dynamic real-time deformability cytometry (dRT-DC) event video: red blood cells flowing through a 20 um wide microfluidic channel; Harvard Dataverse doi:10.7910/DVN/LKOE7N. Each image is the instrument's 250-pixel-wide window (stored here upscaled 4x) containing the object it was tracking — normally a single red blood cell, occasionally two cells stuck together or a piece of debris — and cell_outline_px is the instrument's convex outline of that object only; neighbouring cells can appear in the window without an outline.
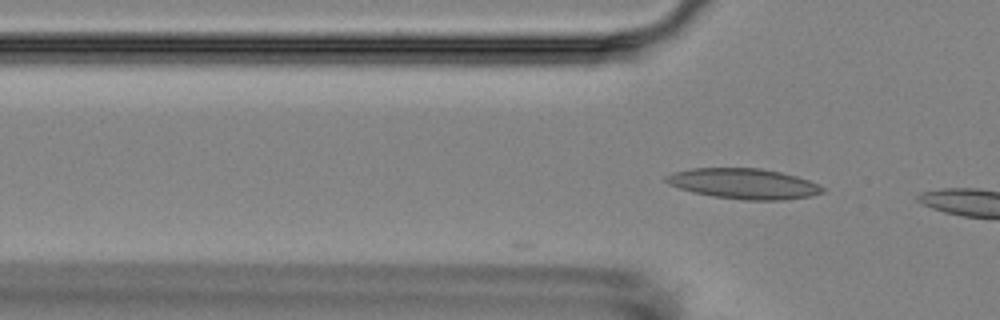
{"species": "Egyptian fruit bat (a non-hibernating species)", "species_latin": "Rousettus aegyptiacus", "temperature_condition": "room temperature", "stored_images_in_passage": 3, "camera_frame_rate_fps": 3000, "um_per_image_px": 0.085, "animal": {"sex": "female"}, "frame": {"image": 1, "passage_image": 3, "time_ms": 2.0, "image_size_px": [1000, 320], "cell_outline_px": [[824, 192], [812, 196], [784, 200], [744, 200], [712, 196], [692, 192], [668, 184], [664, 180], [664, 176], [672, 172], [692, 168], [760, 168], [780, 172], [796, 176], [808, 180], [824, 188]], "centroid_in_image_um": [63.18, 15.61], "position_along_channel_um": 62.6, "area_um2": 27.8}}